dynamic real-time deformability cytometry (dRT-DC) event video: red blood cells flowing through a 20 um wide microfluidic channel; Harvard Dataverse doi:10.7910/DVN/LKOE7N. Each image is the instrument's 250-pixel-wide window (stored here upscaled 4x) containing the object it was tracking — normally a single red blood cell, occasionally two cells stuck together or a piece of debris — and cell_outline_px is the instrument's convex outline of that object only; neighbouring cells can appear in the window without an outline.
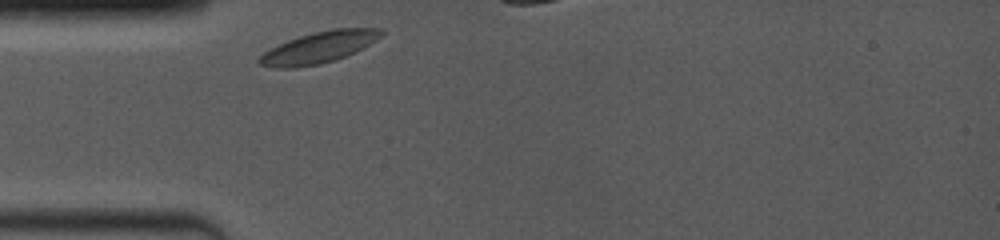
{"species": "common noctule bat (a hibernating species)", "species_latin": "Nyctalus noctula", "temperature_condition": "room temperature", "stored_images_in_passage": 1, "camera_frame_rate_fps": 4000, "um_per_image_px": 0.085, "animal": {"sex": "female", "body_mass_g": 19.0, "forearm_length_mm": 53.3}, "frame": {"image": 1, "passage_image": 1, "time_ms": 0.0, "image_size_px": [1000, 240], "cell_outline_px": [[384, 32], [376, 40], [336, 60], [320, 64], [296, 68], [276, 68], [260, 64], [256, 60], [264, 52], [288, 40], [312, 32], [332, 28], [384, 28]], "centroid_in_image_um": [27.09, 4.02], "position_along_channel_um": 57.9, "area_um2": 22.08}}